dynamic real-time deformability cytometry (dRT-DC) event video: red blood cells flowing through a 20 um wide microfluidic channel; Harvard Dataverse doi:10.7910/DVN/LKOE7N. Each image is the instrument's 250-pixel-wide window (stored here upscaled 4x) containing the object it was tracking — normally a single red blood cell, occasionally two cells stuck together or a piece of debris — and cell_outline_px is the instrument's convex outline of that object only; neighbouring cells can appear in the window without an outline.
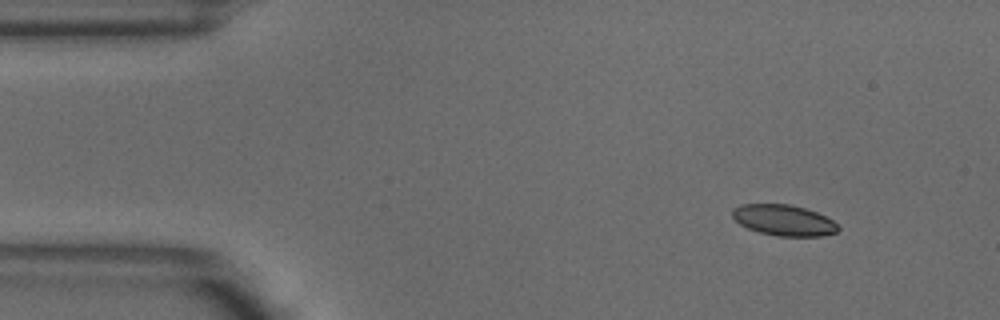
{"species": "common noctule bat (a hibernating species)", "species_latin": "Nyctalus noctula", "temperature_condition": "warm", "stored_images_in_passage": 3, "camera_frame_rate_fps": 3000, "um_per_image_px": 0.085, "animal": {"sex": "male", "body_mass_g": 18.8}, "frame": {"image": 1, "passage_image": 1, "time_ms": 0.0, "image_size_px": [1000, 320], "cell_outline_px": [[840, 228], [836, 232], [820, 236], [776, 236], [760, 232], [748, 228], [740, 224], [732, 216], [732, 208], [740, 204], [788, 204], [804, 208], [816, 212], [832, 220]], "centroid_in_image_um": [66.59, 18.71], "position_along_channel_um": 18.4, "area_um2": 18.9}}